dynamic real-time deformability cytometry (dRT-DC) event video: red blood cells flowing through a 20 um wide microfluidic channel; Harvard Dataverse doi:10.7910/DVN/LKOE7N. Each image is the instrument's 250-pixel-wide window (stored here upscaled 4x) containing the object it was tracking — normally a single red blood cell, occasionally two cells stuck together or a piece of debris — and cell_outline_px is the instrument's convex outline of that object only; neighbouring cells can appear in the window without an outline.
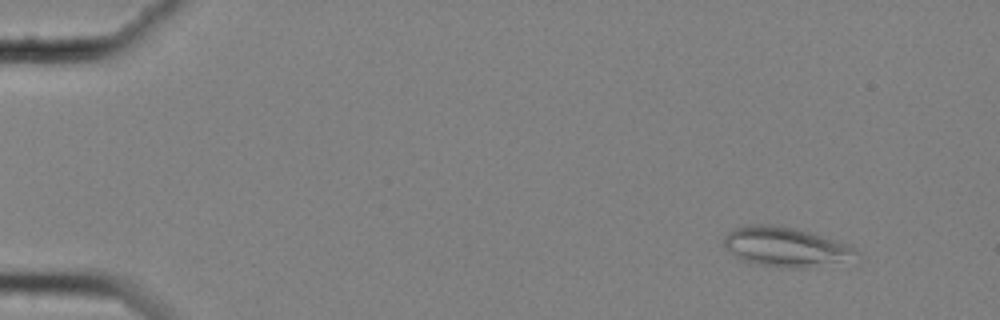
{"species": "common noctule bat (a hibernating species)", "species_latin": "Nyctalus noctula", "temperature_condition": "cold", "stored_images_in_passage": 53, "camera_frame_rate_fps": 3000, "um_per_image_px": 0.085, "animal": {"sex": "female", "body_mass_g": 25.1}, "frame": {"image": 1, "passage_image": 1, "time_ms": 0.0, "image_size_px": [1000, 320], "cell_outline_px": [[860, 256], [800, 268], [780, 268], [760, 264], [744, 260], [736, 256], [724, 244], [724, 236], [728, 232], [736, 228], [748, 224], [776, 224], [796, 228], [848, 244], [860, 252]], "centroid_in_image_um": [66.74, 20.95], "position_along_channel_um": 18.3, "area_um2": 29.82}}
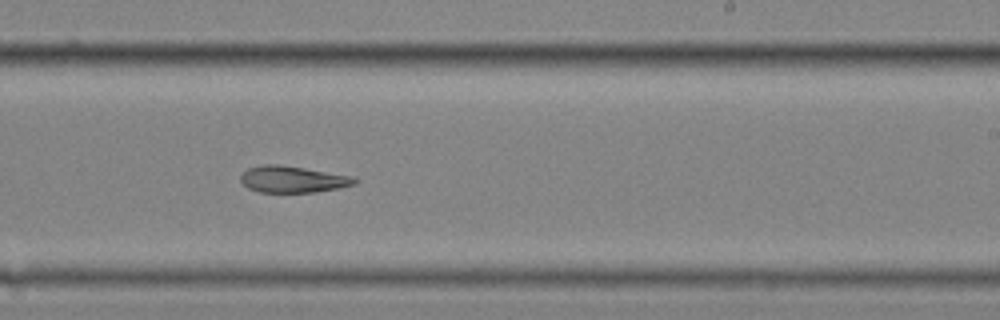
{"frame": {"image": 2, "passage_image": 32, "time_ms": 10.333, "image_size_px": [1000, 320], "cell_outline_px": [[360, 180], [356, 184], [340, 188], [316, 192], [260, 192], [248, 188], [240, 180], [240, 176], [248, 168], [264, 164], [280, 164], [352, 176]], "centroid_in_image_um": [24.91, 15.24], "position_along_channel_um": 264.1, "area_um2": 17.69}}
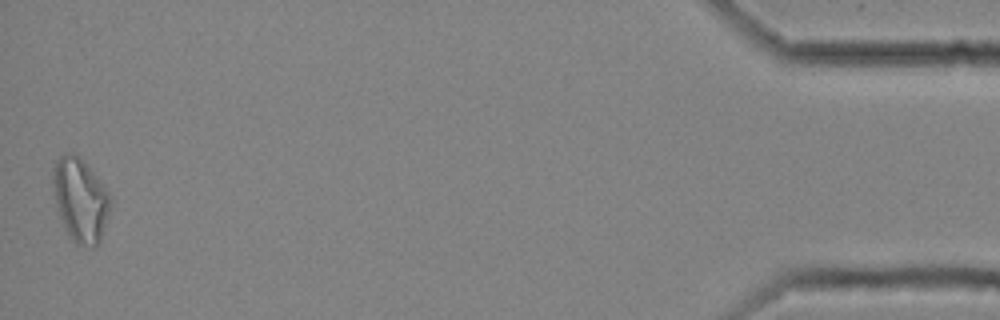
{"frame": {"image": 3, "passage_image": 53, "time_ms": 17.333, "image_size_px": [1000, 320], "cell_outline_px": [[112, 200], [100, 240], [96, 248], [92, 248], [76, 244], [72, 240], [60, 216], [56, 204], [52, 180], [52, 168], [56, 160], [64, 152], [72, 152], [80, 156], [84, 160], [108, 192]], "centroid_in_image_um": [6.82, 16.96], "position_along_channel_um": 428.4, "area_um2": 27.92}}